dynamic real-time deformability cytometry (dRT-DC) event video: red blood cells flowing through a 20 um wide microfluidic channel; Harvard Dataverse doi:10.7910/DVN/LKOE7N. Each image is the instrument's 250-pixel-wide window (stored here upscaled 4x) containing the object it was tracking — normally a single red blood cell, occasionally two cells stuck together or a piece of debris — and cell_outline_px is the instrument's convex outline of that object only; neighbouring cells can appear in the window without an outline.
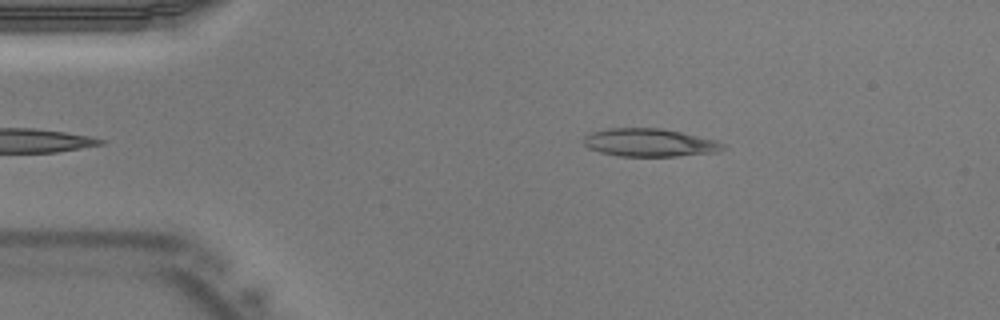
{"species": "Egyptian fruit bat (a non-hibernating species)", "species_latin": "Rousettus aegyptiacus", "temperature_condition": "warm", "stored_images_in_passage": 36, "camera_frame_rate_fps": 3000, "um_per_image_px": 0.085, "animal": {"sex": "male"}, "frame": {"image": 1, "passage_image": 3, "time_ms": 0.667, "image_size_px": [1000, 320], "cell_outline_px": [[728, 148], [720, 152], [676, 156], [616, 156], [600, 152], [588, 148], [584, 144], [584, 136], [592, 132], [608, 128], [660, 128], [680, 132], [716, 140], [724, 144]], "centroid_in_image_um": [55.24, 12.13], "position_along_channel_um": 29.8, "area_um2": 22.83}}
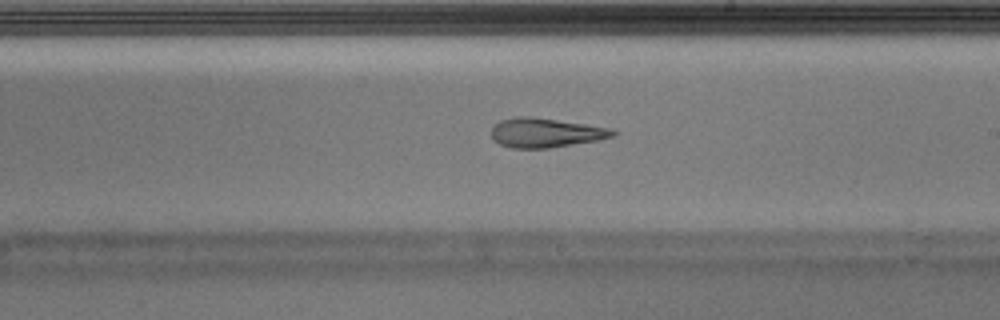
{"frame": {"image": 2, "passage_image": 19, "time_ms": 6.0, "image_size_px": [1000, 320], "cell_outline_px": [[620, 132], [616, 136], [600, 140], [548, 148], [512, 148], [500, 144], [492, 140], [492, 124], [500, 120], [516, 116], [528, 116], [584, 124], [608, 128]], "centroid_in_image_um": [46.36, 11.28], "position_along_channel_um": 242.6, "area_um2": 20.87}}
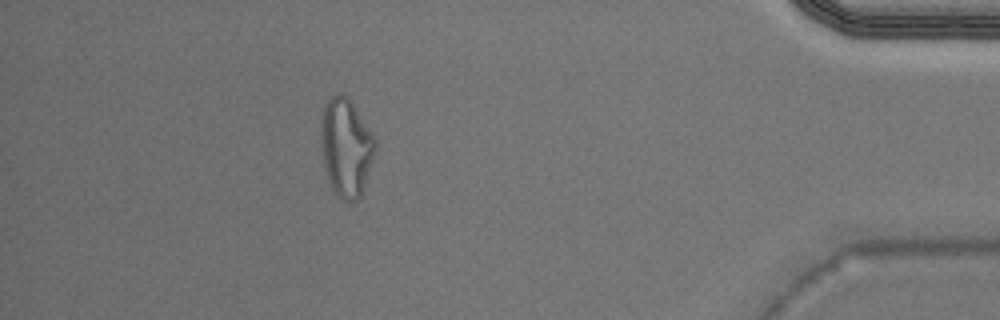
{"frame": {"image": 3, "passage_image": 32, "time_ms": 10.333, "image_size_px": [1000, 320], "cell_outline_px": [[376, 152], [360, 196], [356, 200], [344, 200], [332, 188], [324, 164], [324, 104], [332, 96], [340, 92], [348, 96], [372, 132], [376, 140]], "centroid_in_image_um": [29.49, 12.5], "position_along_channel_um": 405.7, "area_um2": 29.82}}